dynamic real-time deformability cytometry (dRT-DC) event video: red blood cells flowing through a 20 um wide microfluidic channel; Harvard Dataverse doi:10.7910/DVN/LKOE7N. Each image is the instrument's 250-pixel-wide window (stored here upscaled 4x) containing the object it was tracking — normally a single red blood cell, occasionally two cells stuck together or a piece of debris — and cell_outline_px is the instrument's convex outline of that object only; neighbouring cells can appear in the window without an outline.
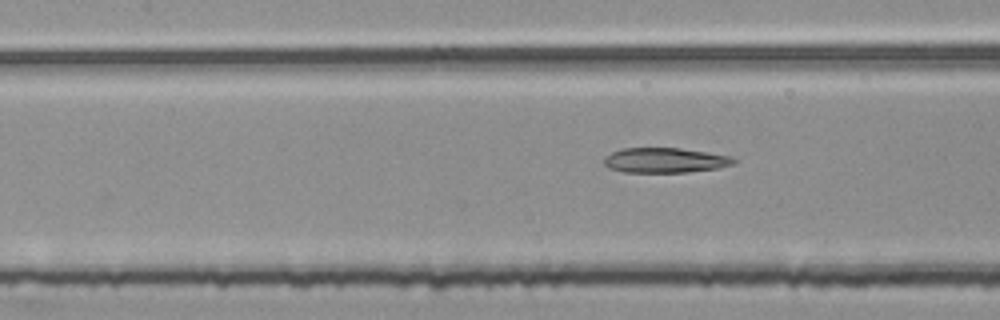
{"species": "common noctule bat (a hibernating species)", "species_latin": "Nyctalus noctula", "temperature_condition": "room temperature", "stored_images_in_passage": 9, "camera_frame_rate_fps": 3000, "um_per_image_px": 0.085, "animal": {"sex": "female", "body_mass_g": 25.1}, "frame": {"image": 1, "passage_image": 9, "time_ms": 2.667, "image_size_px": [1000, 320], "cell_outline_px": [[736, 164], [716, 168], [688, 172], [624, 172], [608, 168], [604, 164], [604, 156], [620, 148], [680, 148], [732, 156], [736, 160]], "centroid_in_image_um": [56.51, 13.62], "position_along_channel_um": 150.9, "area_um2": 18.96}}